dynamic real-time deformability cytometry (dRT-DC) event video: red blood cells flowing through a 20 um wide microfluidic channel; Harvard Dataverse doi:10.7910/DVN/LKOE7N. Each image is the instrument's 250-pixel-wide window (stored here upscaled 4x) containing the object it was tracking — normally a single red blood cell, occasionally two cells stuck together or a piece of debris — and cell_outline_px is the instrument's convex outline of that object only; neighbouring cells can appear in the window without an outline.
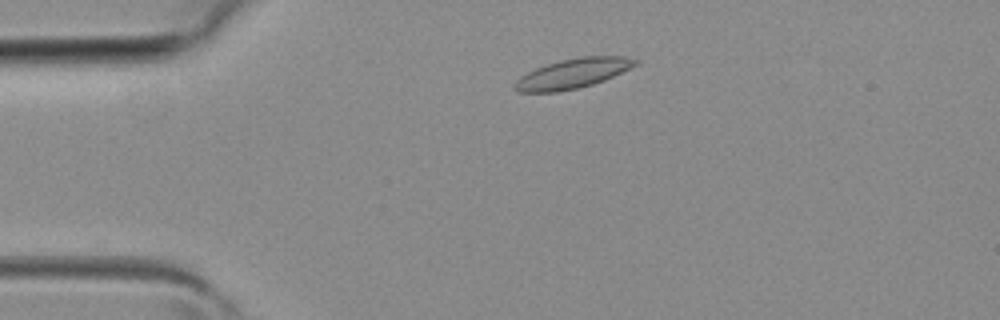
{"species": "common noctule bat (a hibernating species)", "species_latin": "Nyctalus noctula", "temperature_condition": "room temperature", "stored_images_in_passage": 5, "camera_frame_rate_fps": 3000, "um_per_image_px": 0.085, "animal": {"sex": "female", "body_mass_g": 19.3, "forearm_length_mm": 54.1}, "frame": {"image": 1, "passage_image": 5, "time_ms": 1.333, "image_size_px": [1000, 320], "cell_outline_px": [[640, 60], [636, 64], [604, 80], [592, 84], [576, 88], [556, 92], [516, 92], [512, 88], [516, 80], [520, 76], [536, 68], [560, 60], [580, 56], [624, 56]], "centroid_in_image_um": [48.63, 6.24], "position_along_channel_um": 36.4, "area_um2": 20.69}}